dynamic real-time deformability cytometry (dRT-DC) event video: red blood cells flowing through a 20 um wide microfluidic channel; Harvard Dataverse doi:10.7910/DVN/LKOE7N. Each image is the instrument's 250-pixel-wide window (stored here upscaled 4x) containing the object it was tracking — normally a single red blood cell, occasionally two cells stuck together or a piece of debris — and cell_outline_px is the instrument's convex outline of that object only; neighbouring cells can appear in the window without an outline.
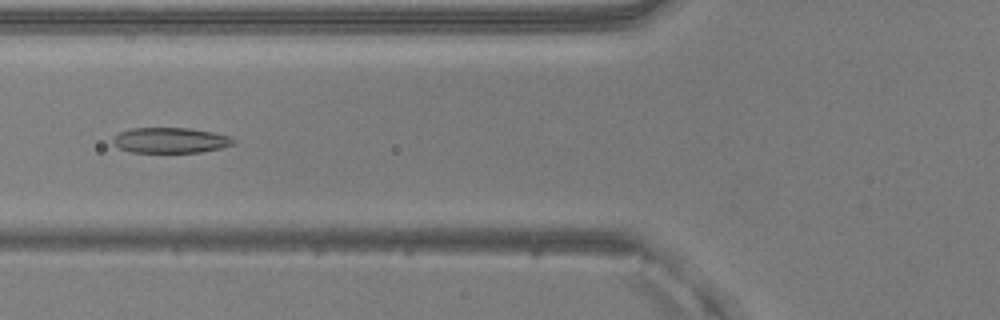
{"species": "common noctule bat (a hibernating species)", "species_latin": "Nyctalus noctula", "temperature_condition": "warm", "stored_images_in_passage": 29, "camera_frame_rate_fps": 3000, "um_per_image_px": 0.085, "animal": {"sex": "male", "body_mass_g": 20.5, "forearm_length_mm": 52.5}, "frame": {"image": 1, "passage_image": 9, "time_ms": 2.667, "image_size_px": [1000, 320], "cell_outline_px": [[236, 144], [220, 148], [200, 152], [132, 152], [120, 148], [112, 144], [112, 140], [120, 132], [132, 128], [188, 128], [212, 132], [232, 136], [236, 140]], "centroid_in_image_um": [14.53, 11.92], "position_along_channel_um": 111.3, "area_um2": 17.86}}
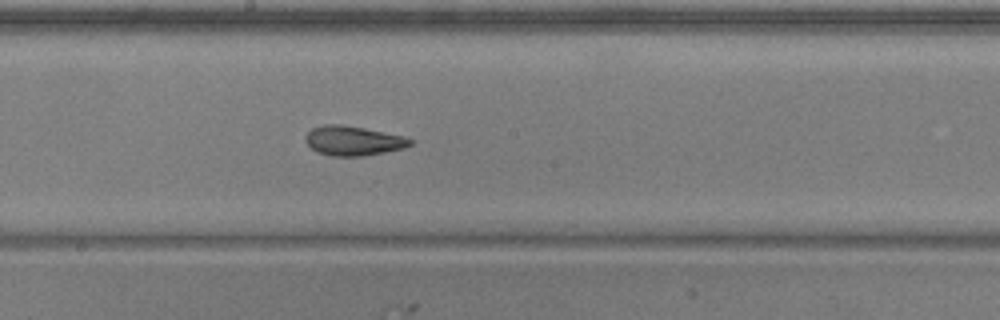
{"frame": {"image": 2, "passage_image": 17, "time_ms": 5.333, "image_size_px": [1000, 320], "cell_outline_px": [[412, 144], [404, 148], [364, 156], [332, 156], [316, 152], [304, 140], [304, 136], [312, 128], [324, 124], [340, 124], [364, 128], [404, 136], [412, 140]], "centroid_in_image_um": [29.99, 11.96], "position_along_channel_um": 218.2, "area_um2": 18.03}}
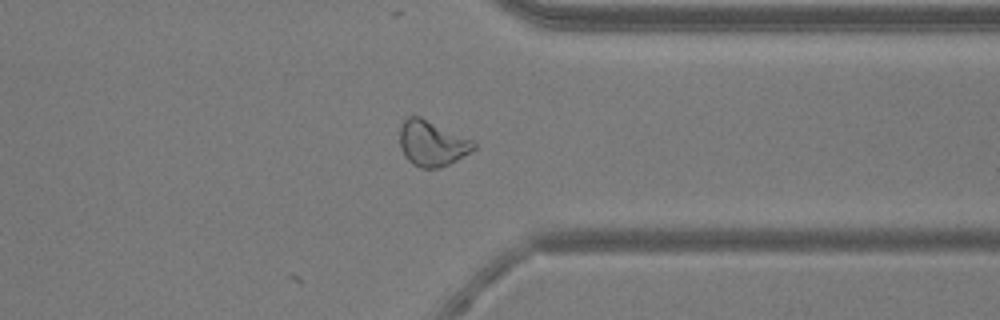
{"frame": {"image": 3, "passage_image": 29, "time_ms": 9.333, "image_size_px": [1000, 320], "cell_outline_px": [[476, 148], [456, 160], [440, 168], [420, 168], [412, 164], [404, 156], [400, 148], [400, 124], [408, 116], [420, 116], [472, 140], [476, 144]], "centroid_in_image_um": [36.68, 12.19], "position_along_channel_um": 374.7, "area_um2": 19.54}, "authors_computed_cell_mechanics": {"area_um2": 18.0336, "velocity_mm_per_s": 3.9946, "shape_relaxation_time_tau1_ms": 5.321, "shape_relaxation_time_tau2_ms": 2.0112, "deformation_change_tau1": 0.1764, "deformation_change_tau2": 0.0891}}